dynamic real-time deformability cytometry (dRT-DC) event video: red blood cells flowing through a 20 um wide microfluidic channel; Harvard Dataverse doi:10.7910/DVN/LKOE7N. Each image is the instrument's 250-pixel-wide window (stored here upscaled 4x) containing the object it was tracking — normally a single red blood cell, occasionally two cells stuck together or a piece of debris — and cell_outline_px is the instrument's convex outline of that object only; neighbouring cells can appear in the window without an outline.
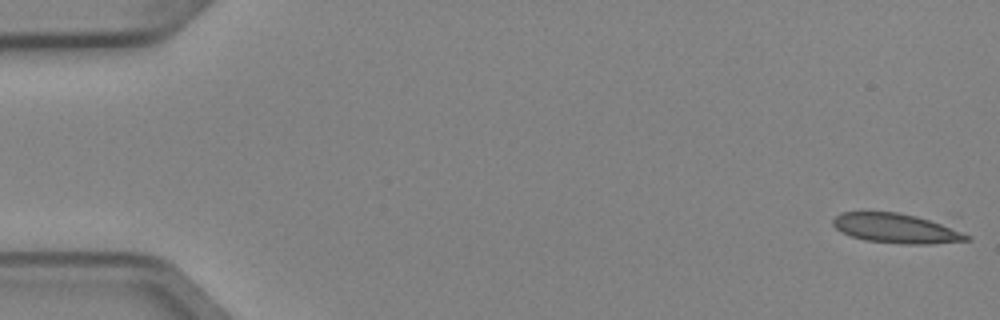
{"species": "Egyptian fruit bat (a non-hibernating species)", "species_latin": "Rousettus aegyptiacus", "temperature_condition": "cold", "stored_images_in_passage": 4, "camera_frame_rate_fps": 3000, "um_per_image_px": 0.085, "animal": {"sex": "female"}, "frame": {"image": 1, "passage_image": 1, "time_ms": 0.0, "image_size_px": [1000, 320], "cell_outline_px": [[972, 240], [928, 244], [904, 244], [864, 240], [852, 236], [836, 228], [832, 224], [832, 220], [840, 212], [896, 212], [916, 216], [940, 224], [972, 236]], "centroid_in_image_um": [76.15, 19.42], "position_along_channel_um": 8.8, "area_um2": 22.66}}
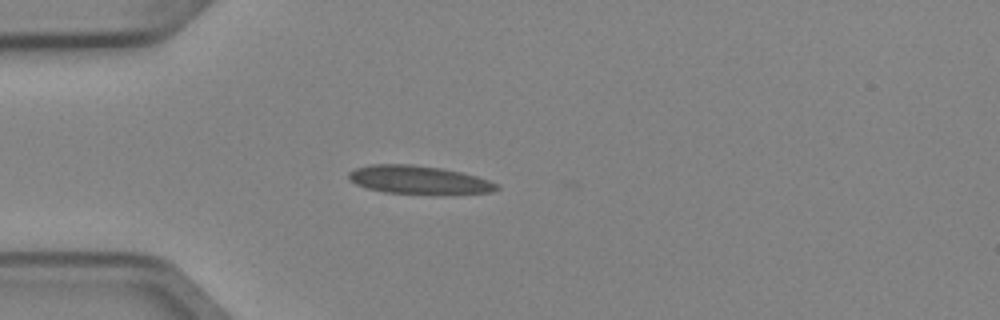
{"frame": {"image": 2, "passage_image": 4, "time_ms": 1.0, "image_size_px": [1000, 320], "cell_outline_px": [[500, 188], [492, 192], [384, 192], [368, 188], [356, 184], [348, 180], [348, 172], [356, 168], [372, 164], [408, 164], [440, 168], [460, 172], [476, 176], [488, 180], [496, 184]], "centroid_in_image_um": [35.5, 15.25], "position_along_channel_um": 49.5, "area_um2": 23.35}}